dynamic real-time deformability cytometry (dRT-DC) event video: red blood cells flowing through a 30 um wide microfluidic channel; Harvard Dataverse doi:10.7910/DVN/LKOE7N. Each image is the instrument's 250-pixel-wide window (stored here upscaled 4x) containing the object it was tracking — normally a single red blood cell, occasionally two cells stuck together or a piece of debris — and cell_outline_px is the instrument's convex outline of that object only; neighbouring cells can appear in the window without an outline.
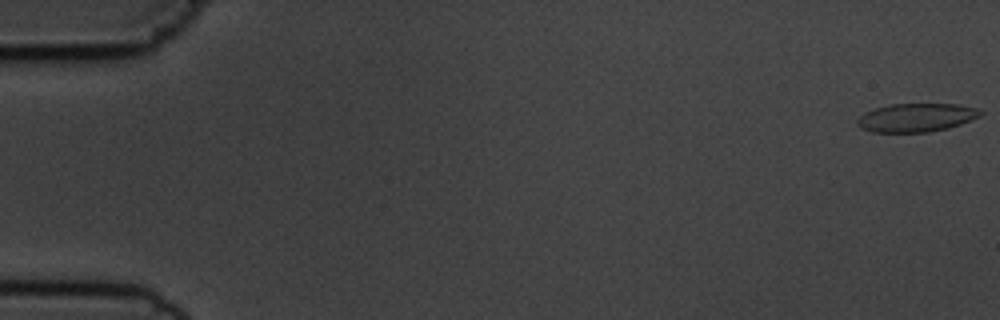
{"species": "common noctule bat (a hibernating species)", "species_latin": "Nyctalus noctula", "temperature_condition": "cold", "stored_images_in_passage": 8, "camera_frame_rate_fps": 3000, "um_per_image_px": 0.085, "animal": {"sex": "male", "body_mass_g": 19.5, "forearm_length_mm": 54.6}, "frame": {"image": 1, "passage_image": 1, "time_ms": 0.0, "image_size_px": [1000, 320], "cell_outline_px": [[984, 112], [980, 116], [960, 124], [948, 128], [928, 132], [872, 132], [856, 124], [856, 120], [864, 112], [872, 108], [888, 104], [960, 104], [976, 108]], "centroid_in_image_um": [77.87, 9.98], "position_along_channel_um": 7.1, "area_um2": 20.52}}
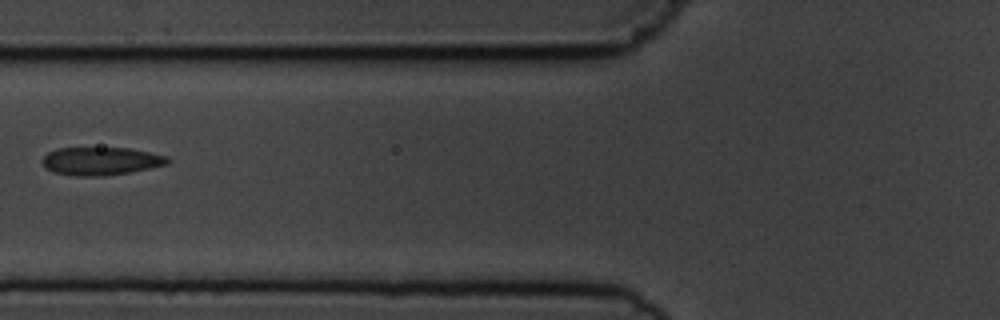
{"frame": {"image": 2, "passage_image": 7, "time_ms": 7.0, "image_size_px": [1000, 320], "cell_outline_px": [[172, 160], [168, 164], [128, 172], [104, 176], [76, 176], [52, 172], [44, 168], [40, 160], [48, 152], [56, 148], [128, 148], [168, 156]], "centroid_in_image_um": [8.53, 13.69], "position_along_channel_um": 117.3, "area_um2": 20.58}}
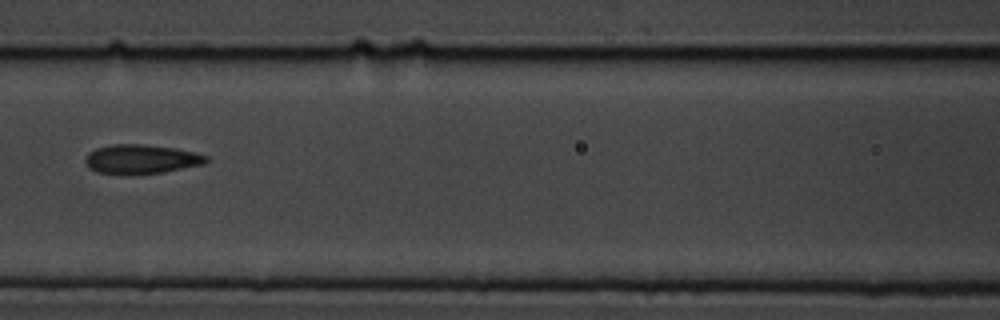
{"frame": {"image": 3, "passage_image": 8, "time_ms": 8.0, "image_size_px": [1000, 320], "cell_outline_px": [[208, 160], [204, 164], [164, 172], [96, 172], [88, 168], [84, 160], [88, 152], [96, 148], [112, 144], [144, 144], [176, 148], [208, 156]], "centroid_in_image_um": [12.0, 13.49], "position_along_channel_um": 154.6, "area_um2": 20.06}}